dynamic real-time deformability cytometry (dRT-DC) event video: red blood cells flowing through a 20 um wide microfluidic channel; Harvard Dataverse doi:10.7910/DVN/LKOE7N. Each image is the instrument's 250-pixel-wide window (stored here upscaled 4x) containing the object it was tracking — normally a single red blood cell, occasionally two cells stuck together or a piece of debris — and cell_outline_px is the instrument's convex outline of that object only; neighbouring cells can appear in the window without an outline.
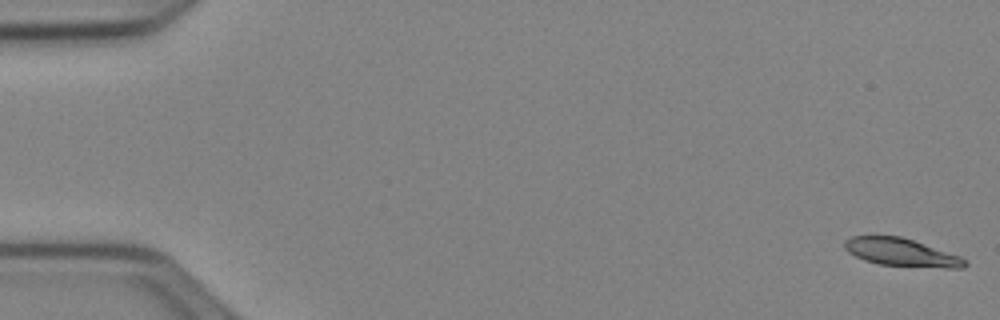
{"species": "Egyptian fruit bat (a non-hibernating species)", "species_latin": "Rousettus aegyptiacus", "temperature_condition": "cold", "stored_images_in_passage": 52, "camera_frame_rate_fps": 3000, "um_per_image_px": 0.085, "animal": {"sex": "female"}, "frame": {"image": 1, "passage_image": 1, "time_ms": 0.0, "image_size_px": [1000, 320], "cell_outline_px": [[968, 264], [964, 268], [948, 268], [880, 264], [864, 260], [848, 252], [844, 248], [844, 240], [852, 236], [900, 236], [960, 256]], "centroid_in_image_um": [76.59, 21.45], "position_along_channel_um": 8.4, "area_um2": 19.19}}
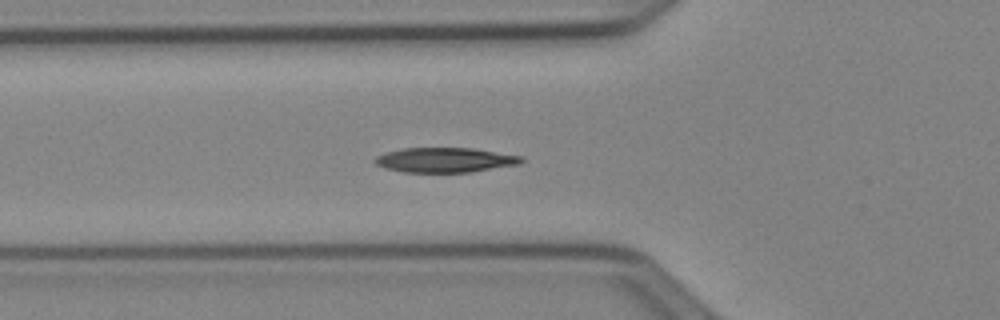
{"frame": {"image": 2, "passage_image": 19, "time_ms": 6.0, "image_size_px": [1000, 320], "cell_outline_px": [[524, 160], [520, 164], [472, 172], [404, 172], [388, 168], [376, 164], [372, 160], [376, 156], [400, 148], [472, 148], [524, 156]], "centroid_in_image_um": [37.87, 13.59], "position_along_channel_um": 87.9, "area_um2": 21.15}}
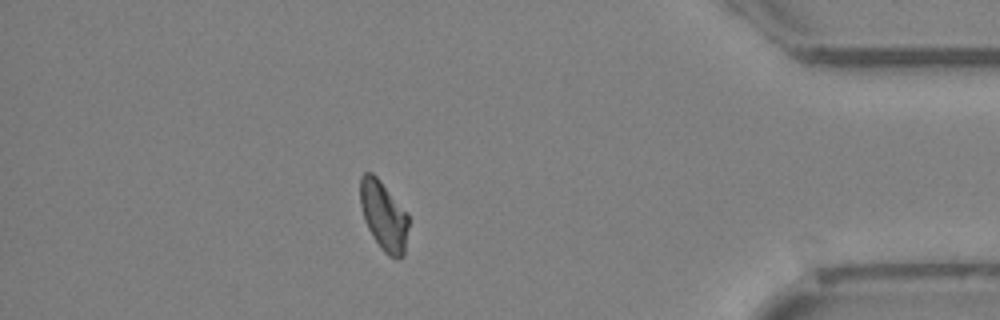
{"frame": {"image": 3, "passage_image": 46, "time_ms": 15.0, "image_size_px": [1000, 320], "cell_outline_px": [[408, 228], [404, 256], [396, 260], [388, 256], [384, 252], [372, 236], [364, 220], [360, 204], [360, 176], [364, 172], [372, 172], [380, 180], [408, 212]], "centroid_in_image_um": [32.62, 18.35], "position_along_channel_um": 402.6, "area_um2": 19.83}, "authors_computed_cell_mechanics": {"area_um2": 20.1144, "velocity_mm_per_s": 3.9177, "shape_relaxation_time_tau1_ms": 4.7013, "shape_relaxation_time_tau2_ms": 4.8846, "deformation_change_tau1": 0.1464, "deformation_change_tau2": 0.0944}}